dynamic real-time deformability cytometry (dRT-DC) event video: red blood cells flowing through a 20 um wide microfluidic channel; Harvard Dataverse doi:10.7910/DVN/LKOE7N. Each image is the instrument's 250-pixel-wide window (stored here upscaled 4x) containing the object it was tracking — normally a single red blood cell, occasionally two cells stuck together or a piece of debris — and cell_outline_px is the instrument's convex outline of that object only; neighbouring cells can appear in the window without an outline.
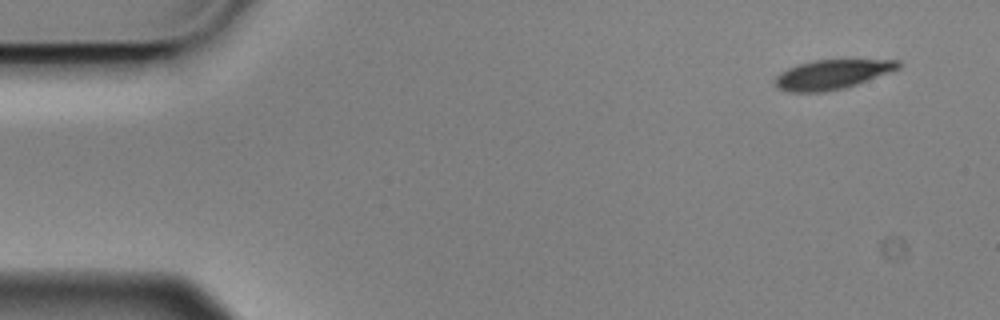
{"species": "Egyptian fruit bat (a non-hibernating species)", "species_latin": "Rousettus aegyptiacus", "temperature_condition": "cold", "stored_images_in_passage": 4, "camera_frame_rate_fps": 3000, "um_per_image_px": 0.085, "animal": {"sex": "male"}, "frame": {"image": 1, "passage_image": 1, "time_ms": 0.0, "image_size_px": [1000, 320], "cell_outline_px": [[900, 68], [856, 84], [844, 88], [824, 92], [788, 92], [776, 88], [772, 80], [780, 72], [788, 68], [812, 60], [900, 60]], "centroid_in_image_um": [70.65, 6.34], "position_along_channel_um": 14.4, "area_um2": 21.1}}
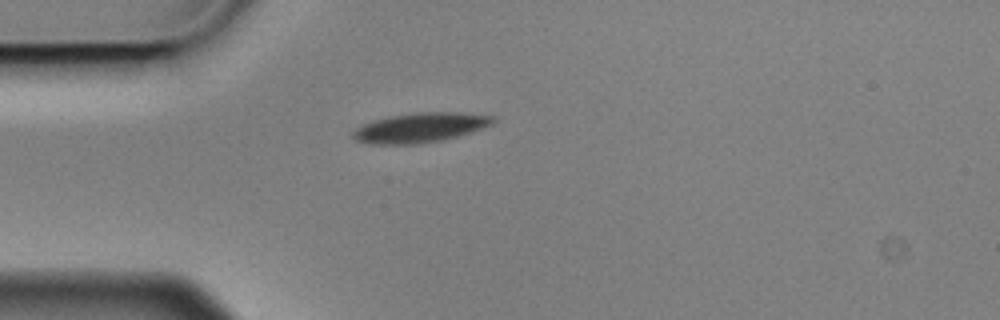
{"frame": {"image": 2, "passage_image": 4, "time_ms": 1.0, "image_size_px": [1000, 320], "cell_outline_px": [[496, 120], [492, 124], [456, 136], [440, 140], [412, 144], [372, 144], [356, 140], [352, 136], [352, 132], [356, 128], [372, 120], [388, 116], [416, 112], [460, 112], [496, 116]], "centroid_in_image_um": [35.69, 10.83], "position_along_channel_um": 49.3, "area_um2": 23.99}}